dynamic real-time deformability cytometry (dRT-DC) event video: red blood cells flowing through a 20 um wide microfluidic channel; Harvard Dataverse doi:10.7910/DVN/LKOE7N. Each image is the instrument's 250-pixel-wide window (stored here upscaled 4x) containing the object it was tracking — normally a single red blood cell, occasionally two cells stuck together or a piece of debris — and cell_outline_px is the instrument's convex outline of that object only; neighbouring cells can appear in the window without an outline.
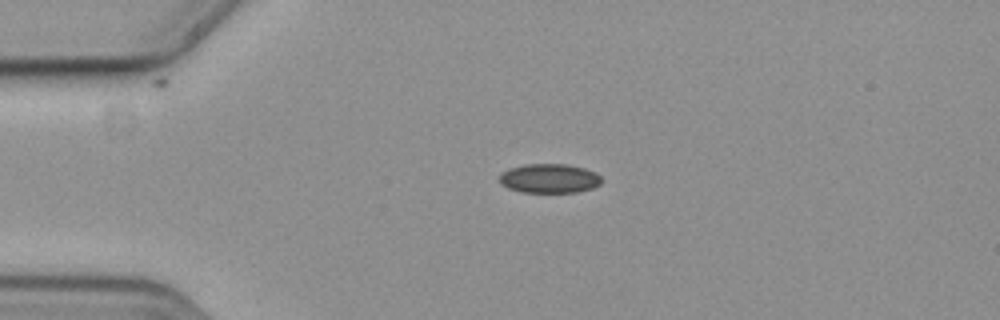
{"species": "common noctule bat (a hibernating species)", "species_latin": "Nyctalus noctula", "temperature_condition": "cold", "stored_images_in_passage": 36, "camera_frame_rate_fps": 3000, "um_per_image_px": 0.085, "animal": {"sex": "female", "body_mass_g": 19.3, "forearm_length_mm": 54.1}, "frame": {"image": 1, "passage_image": 1, "time_ms": 0.0, "image_size_px": [1000, 320], "cell_outline_px": [[600, 184], [592, 188], [576, 192], [524, 192], [508, 188], [500, 184], [500, 176], [504, 172], [512, 168], [524, 164], [564, 164], [584, 168], [596, 172], [600, 176]], "centroid_in_image_um": [46.71, 15.16], "position_along_channel_um": 38.3, "area_um2": 17.17}}
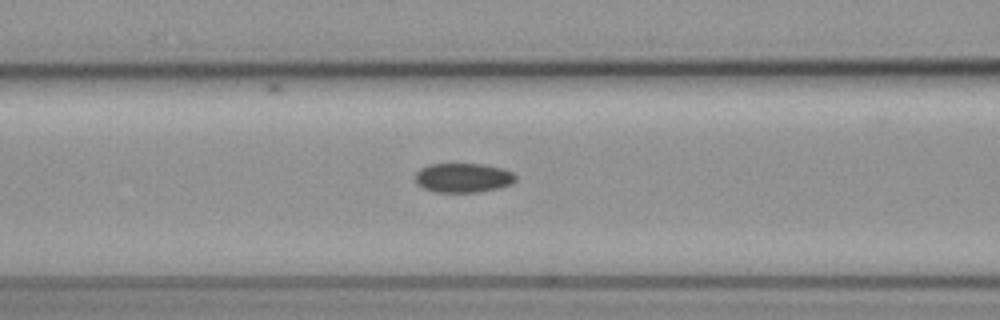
{"frame": {"image": 2, "passage_image": 11, "time_ms": 3.333, "image_size_px": [1000, 320], "cell_outline_px": [[516, 180], [512, 184], [496, 188], [476, 192], [436, 192], [424, 188], [416, 184], [416, 172], [420, 168], [428, 164], [484, 164], [500, 168], [512, 172], [516, 176]], "centroid_in_image_um": [39.35, 15.1], "position_along_channel_um": 127.3, "area_um2": 17.11}}
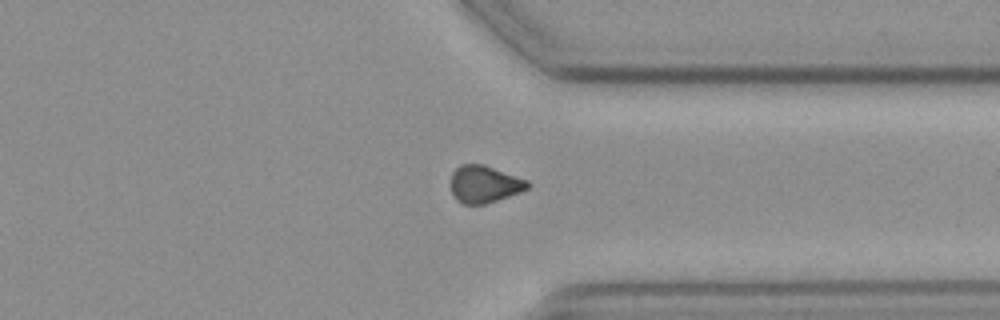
{"frame": {"image": 3, "passage_image": 31, "time_ms": 10.0, "image_size_px": [1000, 320], "cell_outline_px": [[528, 188], [520, 192], [484, 204], [464, 204], [456, 200], [452, 192], [452, 172], [460, 164], [484, 164], [528, 180]], "centroid_in_image_um": [41.16, 15.64], "position_along_channel_um": 370.2, "area_um2": 16.47}}